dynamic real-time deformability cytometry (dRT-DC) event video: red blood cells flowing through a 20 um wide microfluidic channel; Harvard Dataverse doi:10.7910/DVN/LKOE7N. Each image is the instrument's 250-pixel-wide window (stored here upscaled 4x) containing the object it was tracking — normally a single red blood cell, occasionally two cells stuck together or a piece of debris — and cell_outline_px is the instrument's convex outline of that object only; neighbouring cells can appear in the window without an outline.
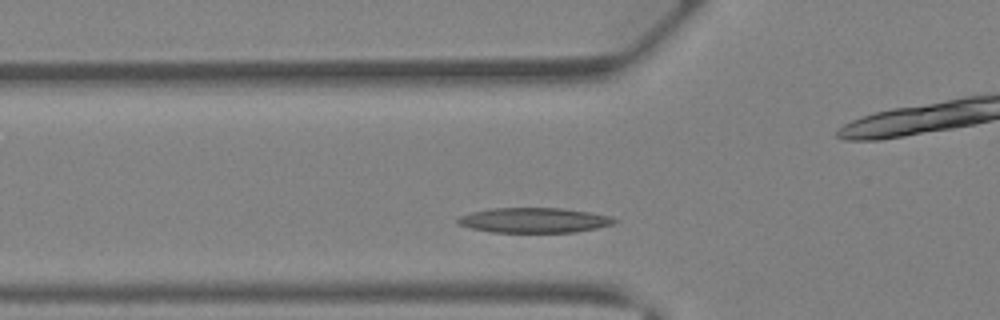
{"species": "Egyptian fruit bat (a non-hibernating species)", "species_latin": "Rousettus aegyptiacus", "temperature_condition": "warm", "stored_images_in_passage": 28, "camera_frame_rate_fps": 3000, "um_per_image_px": 0.085, "animal": {"sex": "female"}, "frame": {"image": 1, "passage_image": 8, "time_ms": 2.333, "image_size_px": [1000, 320], "cell_outline_px": [[616, 220], [612, 224], [596, 228], [572, 232], [492, 232], [472, 228], [456, 224], [456, 220], [460, 216], [472, 212], [488, 208], [564, 208], [592, 212], [608, 216]], "centroid_in_image_um": [45.35, 18.71], "position_along_channel_um": 80.5, "area_um2": 22.72}}
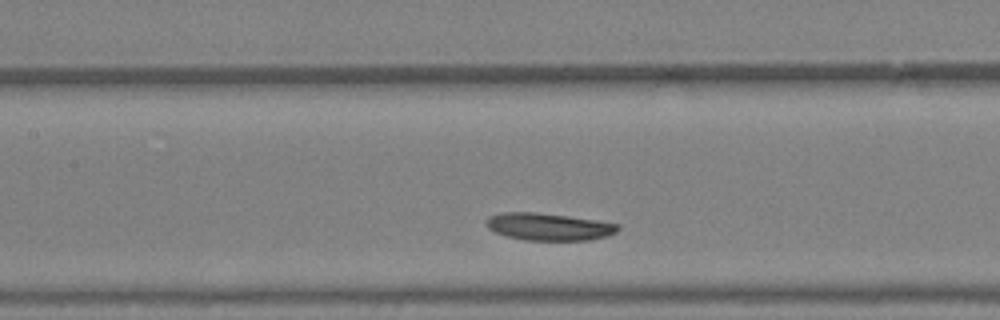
{"frame": {"image": 2, "passage_image": 13, "time_ms": 4.0, "image_size_px": [1000, 320], "cell_outline_px": [[620, 228], [616, 232], [608, 236], [588, 240], [524, 240], [508, 236], [496, 232], [488, 228], [484, 224], [484, 220], [488, 216], [500, 212], [536, 212], [568, 216], [596, 220], [620, 224]], "centroid_in_image_um": [46.62, 19.26], "position_along_channel_um": 160.8, "area_um2": 21.1}}
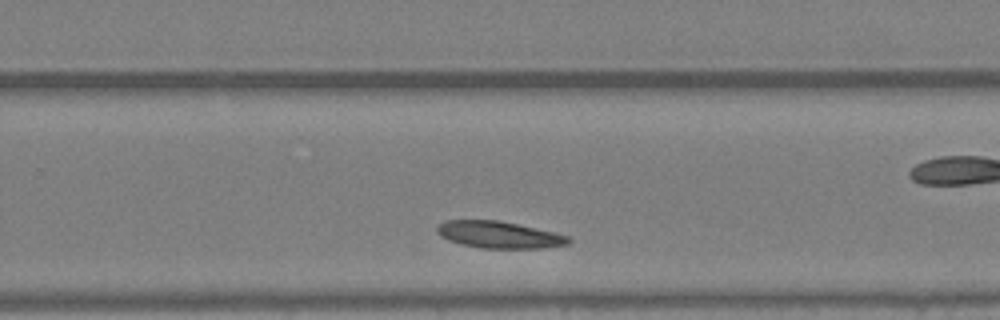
{"frame": {"image": 3, "passage_image": 21, "time_ms": 6.667, "image_size_px": [1000, 320], "cell_outline_px": [[572, 240], [568, 244], [540, 248], [480, 248], [460, 244], [448, 240], [440, 236], [436, 232], [436, 228], [444, 220], [500, 220], [536, 228], [568, 236]], "centroid_in_image_um": [42.37, 19.95], "position_along_channel_um": 287.4, "area_um2": 20.58}, "authors_computed_cell_mechanics": {"area_um2": 21.4438, "velocity_mm_per_s": 4.7836, "shape_relaxation_time_tau1_ms": 0.7928, "shape_relaxation_time_tau2_ms": null, "deformation_change_tau1": 0.0532, "deformation_change_tau2": null}}